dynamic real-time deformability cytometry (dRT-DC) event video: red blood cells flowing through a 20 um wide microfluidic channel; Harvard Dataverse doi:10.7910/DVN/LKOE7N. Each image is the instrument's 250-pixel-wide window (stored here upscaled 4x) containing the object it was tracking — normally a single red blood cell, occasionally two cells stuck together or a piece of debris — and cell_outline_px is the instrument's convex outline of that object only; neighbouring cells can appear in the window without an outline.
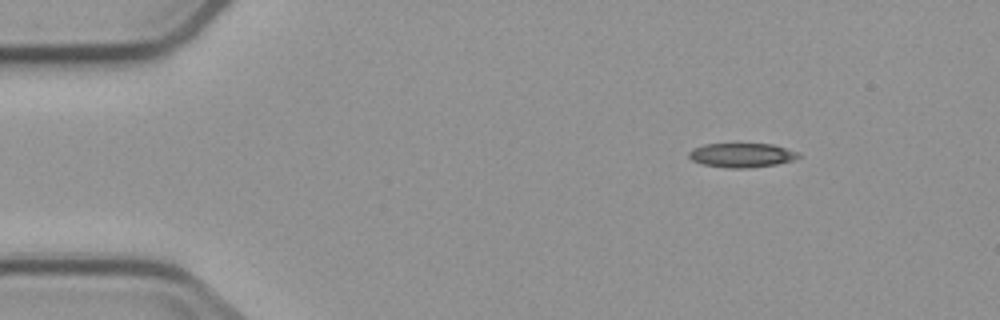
{"species": "common noctule bat (a hibernating species)", "species_latin": "Nyctalus noctula", "temperature_condition": "cold", "stored_images_in_passage": 3, "camera_frame_rate_fps": 3000, "um_per_image_px": 0.085, "animal": {"sex": "male", "body_mass_g": 23.1, "forearm_length_mm": 52.7}, "frame": {"image": 1, "passage_image": 1, "time_ms": 0.0, "image_size_px": [1000, 320], "cell_outline_px": [[800, 156], [792, 160], [776, 164], [744, 168], [728, 168], [704, 164], [692, 160], [688, 156], [688, 152], [692, 148], [704, 144], [772, 144], [800, 152]], "centroid_in_image_um": [63.03, 13.18], "position_along_channel_um": 22.0, "area_um2": 15.37}}